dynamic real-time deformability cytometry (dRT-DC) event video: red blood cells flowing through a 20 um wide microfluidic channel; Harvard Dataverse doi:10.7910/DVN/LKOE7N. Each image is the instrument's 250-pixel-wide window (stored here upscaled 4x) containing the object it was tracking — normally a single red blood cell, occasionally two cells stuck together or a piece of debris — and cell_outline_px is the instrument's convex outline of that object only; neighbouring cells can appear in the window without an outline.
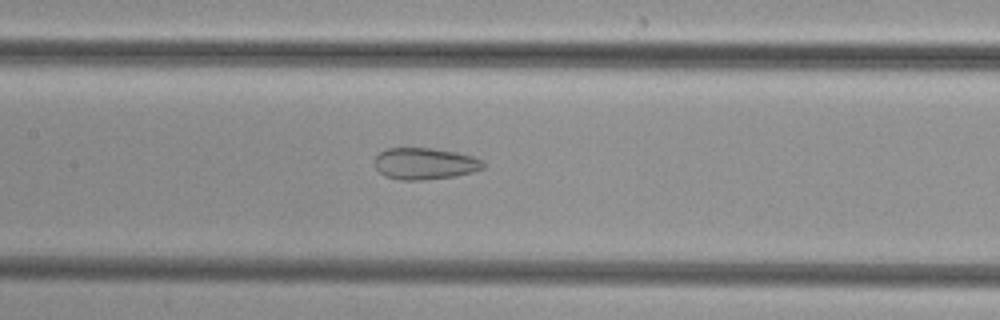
{"species": "common noctule bat (a hibernating species)", "species_latin": "Nyctalus noctula", "temperature_condition": "cold", "stored_images_in_passage": 46, "camera_frame_rate_fps": 3000, "um_per_image_px": 0.085, "animal": {"sex": "female", "body_mass_g": 29.2, "forearm_length_mm": 56.3}, "frame": {"image": 1, "passage_image": 23, "time_ms": 7.333, "image_size_px": [1000, 320], "cell_outline_px": [[484, 168], [472, 172], [456, 176], [424, 180], [400, 180], [384, 176], [376, 168], [376, 156], [384, 148], [432, 148], [456, 152], [472, 156], [484, 160]], "centroid_in_image_um": [36.12, 13.91], "position_along_channel_um": 171.3, "area_um2": 20.11}}
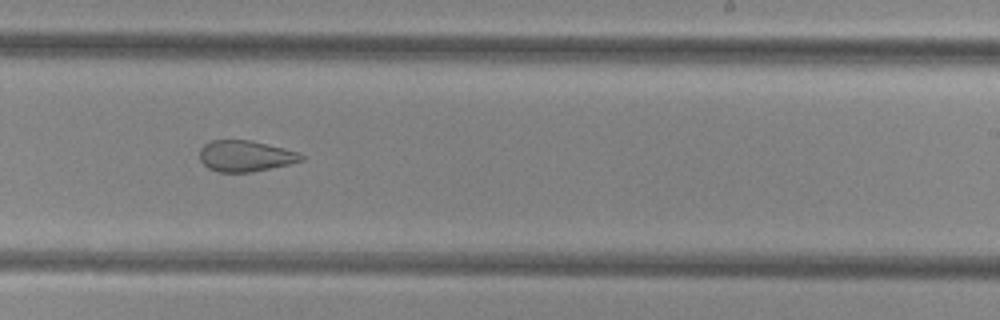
{"frame": {"image": 2, "passage_image": 30, "time_ms": 9.667, "image_size_px": [1000, 320], "cell_outline_px": [[304, 160], [288, 164], [252, 172], [216, 172], [208, 168], [200, 160], [200, 148], [204, 144], [212, 140], [248, 140], [284, 148], [300, 152], [304, 156]], "centroid_in_image_um": [20.85, 13.26], "position_along_channel_um": 268.1, "area_um2": 18.38}}
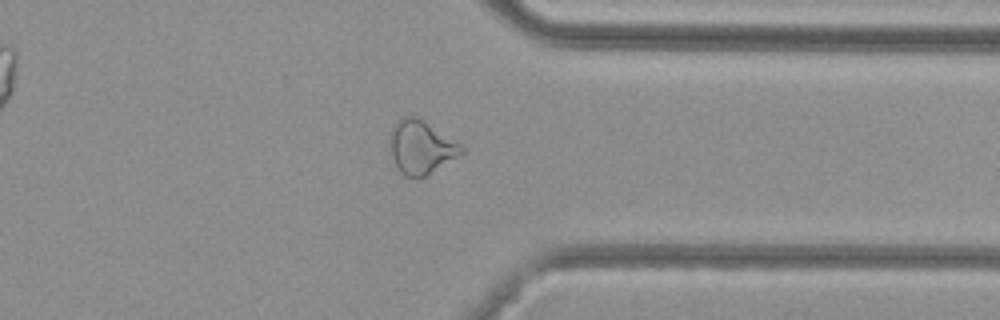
{"frame": {"image": 3, "passage_image": 38, "time_ms": 12.333, "image_size_px": [1000, 320], "cell_outline_px": [[464, 152], [424, 176], [416, 180], [404, 176], [400, 172], [388, 148], [388, 144], [392, 124], [396, 120], [404, 116], [416, 116], [460, 144], [464, 148]], "centroid_in_image_um": [35.71, 12.51], "position_along_channel_um": 375.7, "area_um2": 22.2}}